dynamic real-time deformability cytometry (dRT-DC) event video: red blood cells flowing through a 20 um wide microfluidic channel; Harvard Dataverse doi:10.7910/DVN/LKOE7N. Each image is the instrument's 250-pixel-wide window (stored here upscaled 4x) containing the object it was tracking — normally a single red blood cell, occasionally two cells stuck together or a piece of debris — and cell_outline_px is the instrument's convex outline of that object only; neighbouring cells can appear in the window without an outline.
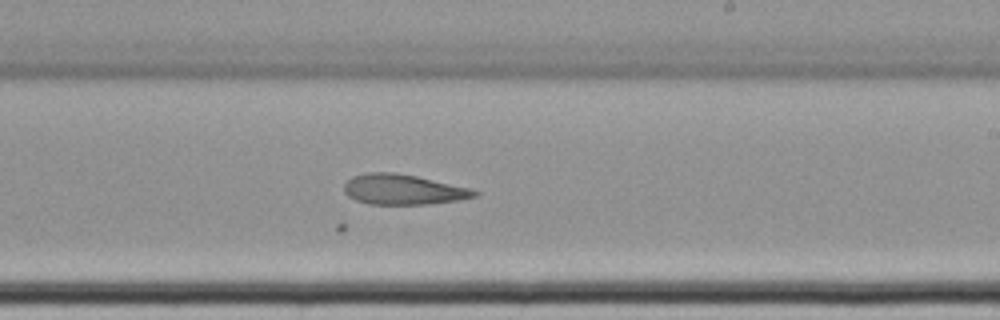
{"species": "common noctule bat (a hibernating species)", "species_latin": "Nyctalus noctula", "temperature_condition": "cold", "stored_images_in_passage": 38, "camera_frame_rate_fps": 3000, "um_per_image_px": 0.085, "animal": {"sex": "female", "body_mass_g": 22.7, "forearm_length_mm": 54.2}, "frame": {"image": 1, "passage_image": 18, "time_ms": 5.667, "image_size_px": [1000, 320], "cell_outline_px": [[480, 192], [476, 196], [456, 200], [428, 204], [368, 204], [356, 200], [348, 196], [344, 192], [344, 184], [352, 176], [368, 172], [396, 172], [416, 176], [468, 188]], "centroid_in_image_um": [34.21, 16.1], "position_along_channel_um": 254.8, "area_um2": 22.77}}
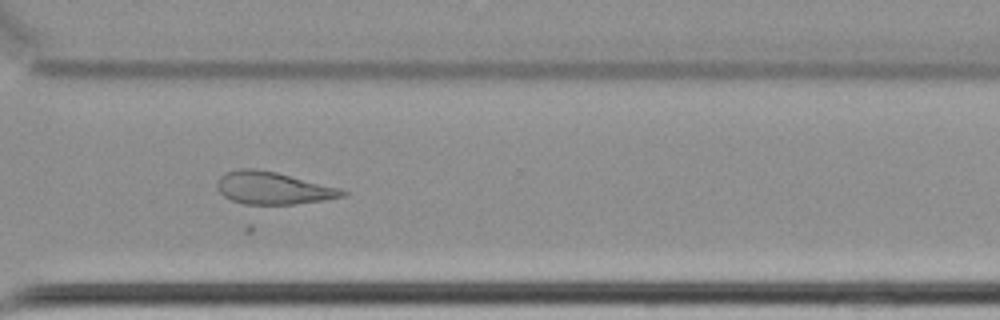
{"frame": {"image": 2, "passage_image": 26, "time_ms": 8.333, "image_size_px": [1000, 320], "cell_outline_px": [[348, 192], [344, 196], [324, 200], [292, 204], [252, 208], [232, 200], [224, 196], [216, 188], [216, 184], [220, 176], [224, 172], [240, 168], [256, 168], [276, 172], [340, 188]], "centroid_in_image_um": [23.14, 16.02], "position_along_channel_um": 347.5, "area_um2": 24.39}}